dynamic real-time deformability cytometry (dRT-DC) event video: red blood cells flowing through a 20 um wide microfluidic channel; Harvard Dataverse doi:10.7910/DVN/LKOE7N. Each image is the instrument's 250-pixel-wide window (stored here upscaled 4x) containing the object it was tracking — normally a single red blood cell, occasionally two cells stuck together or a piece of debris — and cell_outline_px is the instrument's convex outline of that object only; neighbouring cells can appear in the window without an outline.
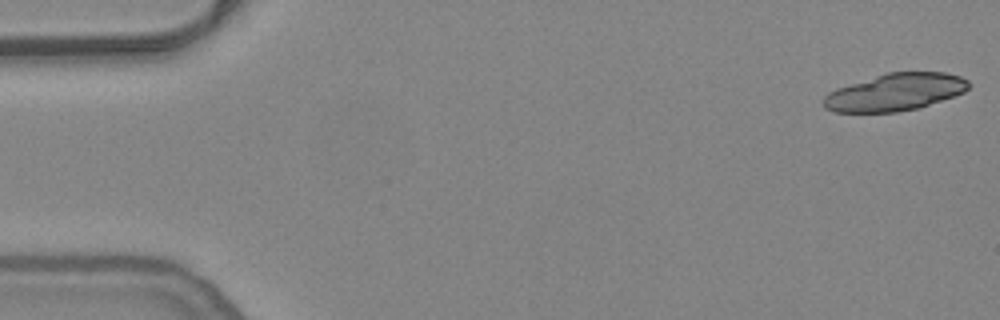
{"species": "common noctule bat (a hibernating species)", "species_latin": "Nyctalus noctula", "temperature_condition": "warm", "stored_images_in_passage": 32, "camera_frame_rate_fps": 3000, "um_per_image_px": 0.085, "animal": {"sex": "female", "body_mass_g": 24.6, "forearm_length_mm": 56.2}, "frame": {"image": 1, "passage_image": 1, "time_ms": 0.0, "image_size_px": [1000, 320], "cell_outline_px": [[972, 84], [964, 92], [920, 108], [896, 112], [832, 112], [824, 108], [820, 104], [824, 96], [828, 92], [836, 88], [884, 72], [944, 72], [960, 76], [968, 80]], "centroid_in_image_um": [76.04, 7.83], "position_along_channel_um": 9.0, "area_um2": 31.96}}